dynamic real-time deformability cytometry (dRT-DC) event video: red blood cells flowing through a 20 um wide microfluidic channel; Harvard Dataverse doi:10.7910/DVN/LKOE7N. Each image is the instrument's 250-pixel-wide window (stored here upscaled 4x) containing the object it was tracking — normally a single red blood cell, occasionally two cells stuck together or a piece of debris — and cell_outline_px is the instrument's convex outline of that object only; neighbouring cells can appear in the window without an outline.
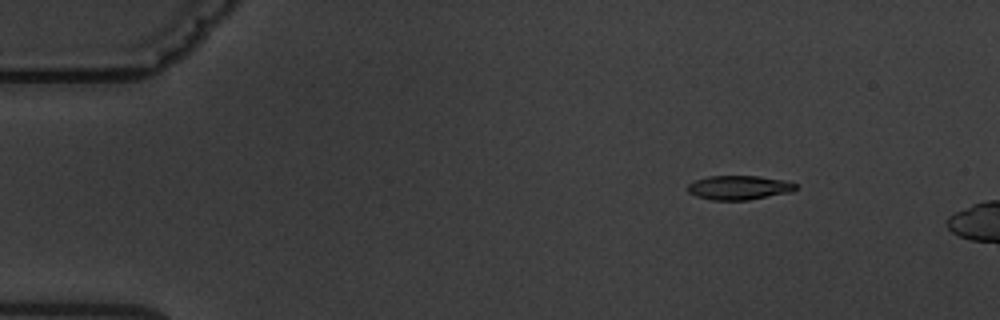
{"species": "common noctule bat (a hibernating species)", "species_latin": "Nyctalus noctula", "temperature_condition": "warm", "stored_images_in_passage": 4, "camera_frame_rate_fps": 3000, "um_per_image_px": 0.085, "animal": {"sex": "male", "body_mass_g": 19.5, "forearm_length_mm": 54.6}, "frame": {"image": 1, "passage_image": 2, "time_ms": 1.333, "image_size_px": [1000, 320], "cell_outline_px": [[796, 188], [792, 192], [748, 200], [712, 200], [696, 196], [688, 192], [688, 184], [696, 180], [708, 176], [760, 176], [784, 180], [796, 184]], "centroid_in_image_um": [62.82, 15.95], "position_along_channel_um": 22.2, "area_um2": 15.2}}